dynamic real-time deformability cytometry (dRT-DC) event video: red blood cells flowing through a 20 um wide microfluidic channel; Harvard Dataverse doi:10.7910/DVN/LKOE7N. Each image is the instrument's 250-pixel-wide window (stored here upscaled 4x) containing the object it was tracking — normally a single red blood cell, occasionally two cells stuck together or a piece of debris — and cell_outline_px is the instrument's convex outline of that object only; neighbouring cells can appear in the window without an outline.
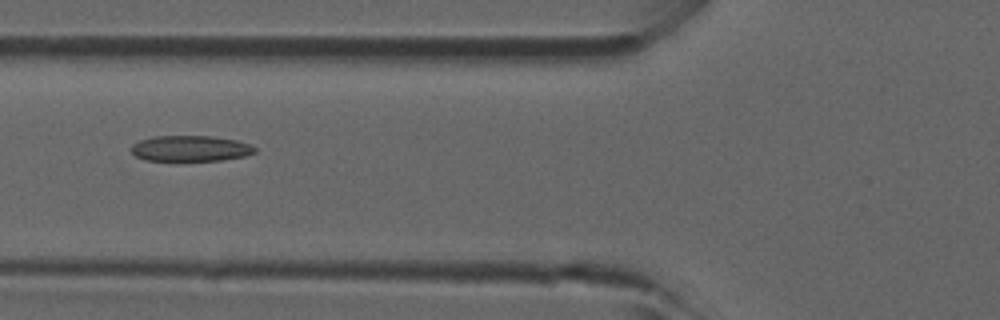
{"species": "common noctule bat (a hibernating species)", "species_latin": "Nyctalus noctula", "temperature_condition": "room temperature", "stored_images_in_passage": 5, "camera_frame_rate_fps": 3000, "um_per_image_px": 0.085, "animal": {"sex": "male", "forearm_length_mm": 52.5}, "frame": {"image": 1, "passage_image": 4, "time_ms": 1.0, "image_size_px": [1000, 320], "cell_outline_px": [[256, 152], [244, 156], [220, 160], [144, 160], [136, 156], [132, 152], [132, 144], [140, 140], [152, 136], [212, 136], [236, 140], [252, 144], [256, 148]], "centroid_in_image_um": [16.2, 12.61], "position_along_channel_um": 109.6, "area_um2": 18.5}}
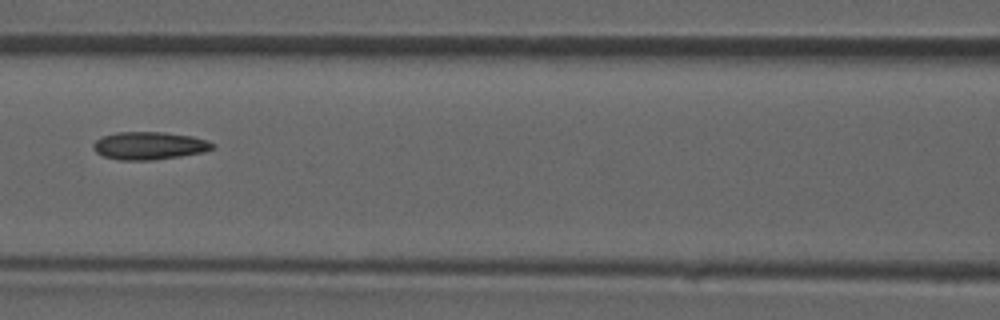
{"frame": {"image": 2, "passage_image": 5, "time_ms": 1.333, "image_size_px": [1000, 320], "cell_outline_px": [[212, 148], [204, 152], [180, 156], [152, 160], [120, 160], [104, 156], [96, 152], [92, 144], [96, 140], [104, 136], [116, 132], [164, 132], [192, 136], [204, 140], [212, 144]], "centroid_in_image_um": [12.65, 12.38], "position_along_channel_um": 154.0, "area_um2": 19.02}}